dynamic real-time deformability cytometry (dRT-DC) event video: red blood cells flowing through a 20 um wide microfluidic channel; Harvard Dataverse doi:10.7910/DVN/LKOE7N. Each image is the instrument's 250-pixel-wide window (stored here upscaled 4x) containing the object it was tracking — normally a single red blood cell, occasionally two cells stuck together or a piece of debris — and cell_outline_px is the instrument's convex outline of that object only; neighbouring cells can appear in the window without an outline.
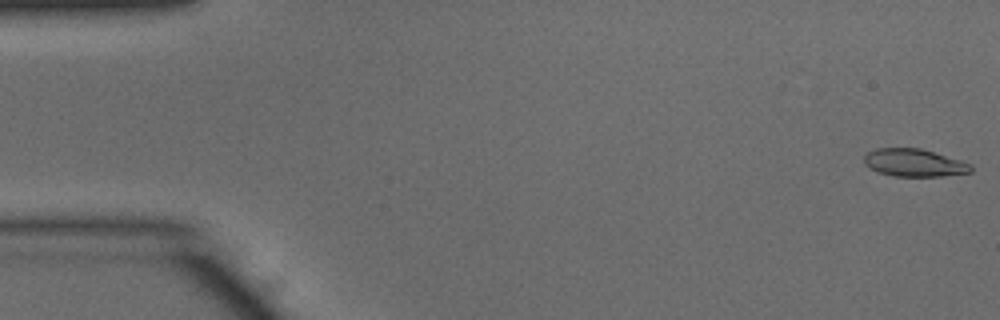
{"species": "common noctule bat (a hibernating species)", "species_latin": "Nyctalus noctula", "temperature_condition": "warm", "stored_images_in_passage": 14, "camera_frame_rate_fps": 3000, "um_per_image_px": 0.085, "animal": {"sex": "male", "body_mass_g": 15.6}, "frame": {"image": 1, "passage_image": 1, "time_ms": 0.0, "image_size_px": [1000, 320], "cell_outline_px": [[972, 172], [940, 176], [892, 176], [876, 172], [864, 164], [864, 156], [868, 152], [876, 148], [920, 148], [960, 160], [972, 164]], "centroid_in_image_um": [77.68, 13.84], "position_along_channel_um": 7.3, "area_um2": 17.22}}
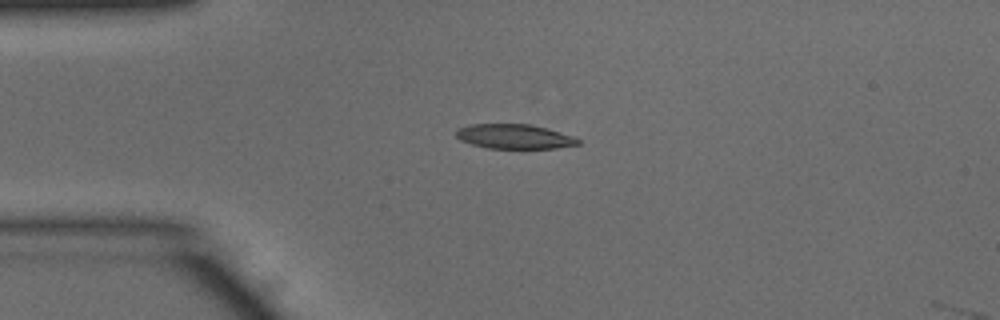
{"frame": {"image": 2, "passage_image": 12, "time_ms": 3.667, "image_size_px": [1000, 320], "cell_outline_px": [[580, 144], [556, 148], [488, 148], [472, 144], [460, 140], [456, 136], [456, 128], [472, 124], [532, 124], [548, 128], [572, 136], [580, 140]], "centroid_in_image_um": [43.71, 11.59], "position_along_channel_um": 41.3, "area_um2": 17.46}}